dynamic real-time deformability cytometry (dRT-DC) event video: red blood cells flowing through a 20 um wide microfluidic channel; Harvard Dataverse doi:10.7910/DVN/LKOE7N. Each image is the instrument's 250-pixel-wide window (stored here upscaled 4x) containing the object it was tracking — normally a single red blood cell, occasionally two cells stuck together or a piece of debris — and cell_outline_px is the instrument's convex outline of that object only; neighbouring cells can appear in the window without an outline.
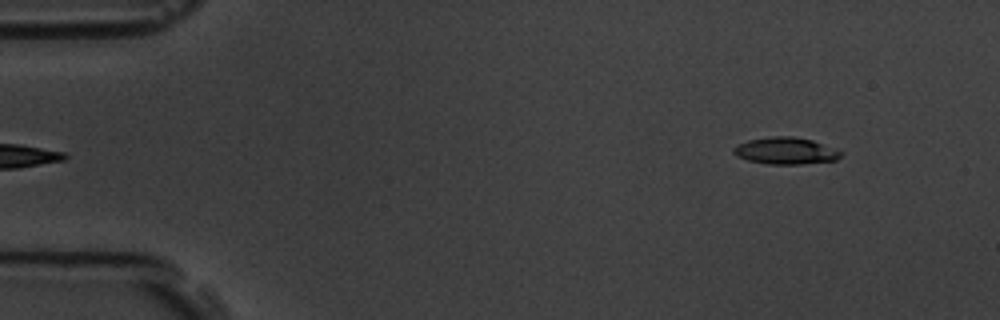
{"species": "common noctule bat (a hibernating species)", "species_latin": "Nyctalus noctula", "temperature_condition": "room temperature", "stored_images_in_passage": 6, "segment_of_instrument_passage": [2, 2], "camera_frame_rate_fps": 3000, "um_per_image_px": 0.085, "animal": {"sex": "male", "body_mass_g": 19.5, "forearm_length_mm": 54.6}, "frame": {"image": 1, "passage_image": 6, "time_ms": 5.667, "image_size_px": [1000, 320], "cell_outline_px": [[844, 152], [836, 160], [800, 164], [768, 164], [748, 160], [736, 156], [732, 152], [732, 148], [736, 144], [748, 140], [772, 136], [792, 136], [812, 140]], "centroid_in_image_um": [66.74, 12.81], "position_along_channel_um": 18.3, "area_um2": 16.82}}